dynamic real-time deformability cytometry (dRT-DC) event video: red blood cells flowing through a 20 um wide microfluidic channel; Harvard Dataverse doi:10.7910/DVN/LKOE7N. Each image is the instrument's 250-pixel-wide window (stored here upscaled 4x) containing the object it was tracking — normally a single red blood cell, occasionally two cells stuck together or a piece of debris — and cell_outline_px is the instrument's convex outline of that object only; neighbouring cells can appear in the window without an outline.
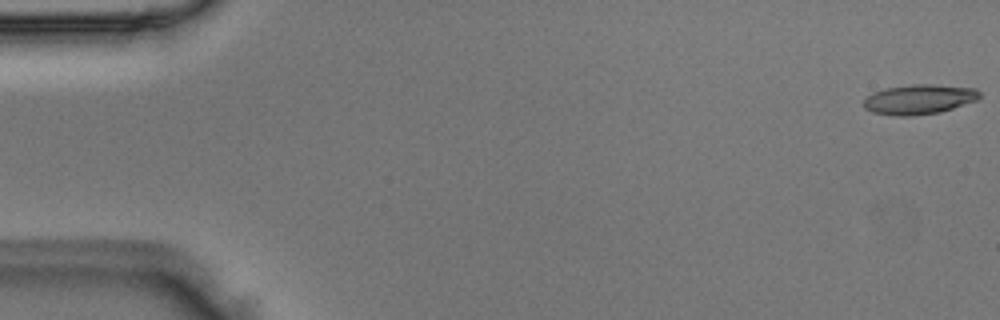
{"species": "Egyptian fruit bat (a non-hibernating species)", "species_latin": "Rousettus aegyptiacus", "temperature_condition": "room temperature", "stored_images_in_passage": 14, "camera_frame_rate_fps": 3000, "um_per_image_px": 0.085, "animal": {"sex": "male"}, "frame": {"image": 1, "passage_image": 1, "time_ms": 0.0, "image_size_px": [1000, 320], "cell_outline_px": [[980, 100], [940, 112], [912, 116], [892, 116], [872, 112], [864, 108], [864, 100], [872, 92], [884, 88], [912, 84], [928, 84], [976, 88], [980, 92]], "centroid_in_image_um": [78.13, 8.45], "position_along_channel_um": 6.9, "area_um2": 20.4}}